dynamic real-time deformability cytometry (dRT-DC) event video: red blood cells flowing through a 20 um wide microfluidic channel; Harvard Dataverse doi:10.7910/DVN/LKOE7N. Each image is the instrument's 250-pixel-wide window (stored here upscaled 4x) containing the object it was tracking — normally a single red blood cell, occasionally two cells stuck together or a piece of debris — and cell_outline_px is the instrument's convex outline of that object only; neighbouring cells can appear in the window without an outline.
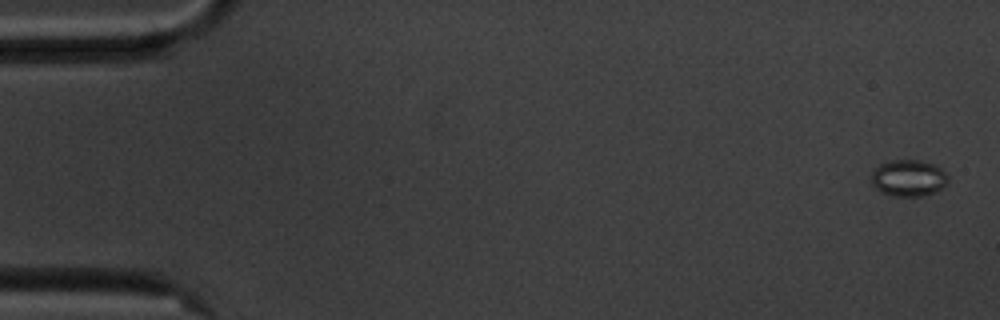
{"species": "common noctule bat (a hibernating species)", "species_latin": "Nyctalus noctula", "temperature_condition": "cold", "stored_images_in_passage": 54, "camera_frame_rate_fps": 3000, "um_per_image_px": 0.085, "animal": {"sex": "male", "body_mass_g": 20.1, "forearm_length_mm": 53.5}, "frame": {"image": 1, "passage_image": 2, "time_ms": 0.333, "image_size_px": [1000, 320], "cell_outline_px": [[948, 184], [936, 192], [920, 196], [896, 196], [884, 192], [876, 188], [872, 184], [872, 172], [880, 164], [892, 160], [920, 160], [932, 164], [940, 168], [948, 176]], "centroid_in_image_um": [77.25, 15.13], "position_along_channel_um": 7.7, "area_um2": 16.18}}
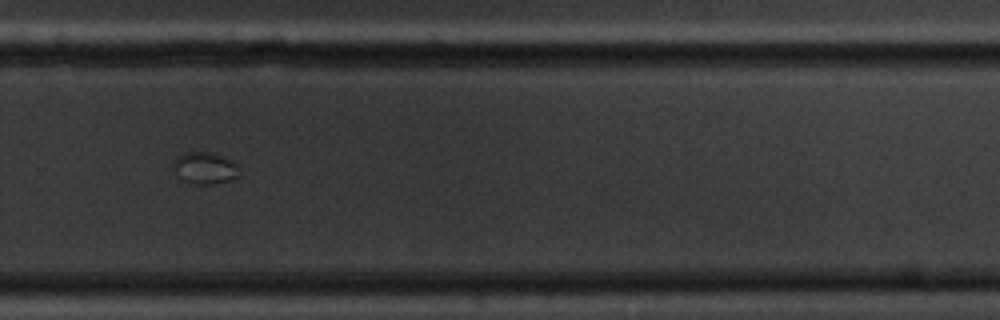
{"frame": {"image": 2, "passage_image": 39, "time_ms": 12.667, "image_size_px": [1000, 320], "cell_outline_px": [[240, 176], [228, 180], [212, 184], [196, 184], [180, 180], [176, 168], [176, 156], [184, 152], [212, 152], [236, 164], [240, 168]], "centroid_in_image_um": [17.45, 14.29], "position_along_channel_um": 312.4, "area_um2": 11.96}}
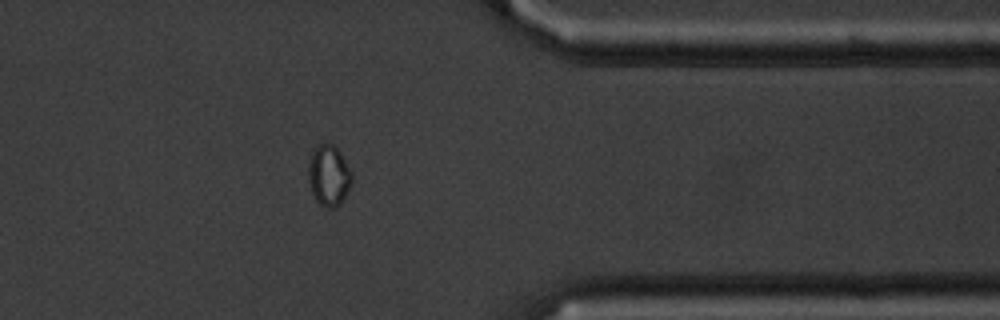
{"frame": {"image": 3, "passage_image": 46, "time_ms": 15.0, "image_size_px": [1000, 320], "cell_outline_px": [[352, 184], [340, 204], [332, 208], [328, 208], [320, 204], [316, 200], [312, 192], [308, 180], [308, 164], [312, 148], [320, 144], [332, 144], [340, 152], [352, 172]], "centroid_in_image_um": [27.94, 14.91], "position_along_channel_um": 383.5, "area_um2": 15.49}}